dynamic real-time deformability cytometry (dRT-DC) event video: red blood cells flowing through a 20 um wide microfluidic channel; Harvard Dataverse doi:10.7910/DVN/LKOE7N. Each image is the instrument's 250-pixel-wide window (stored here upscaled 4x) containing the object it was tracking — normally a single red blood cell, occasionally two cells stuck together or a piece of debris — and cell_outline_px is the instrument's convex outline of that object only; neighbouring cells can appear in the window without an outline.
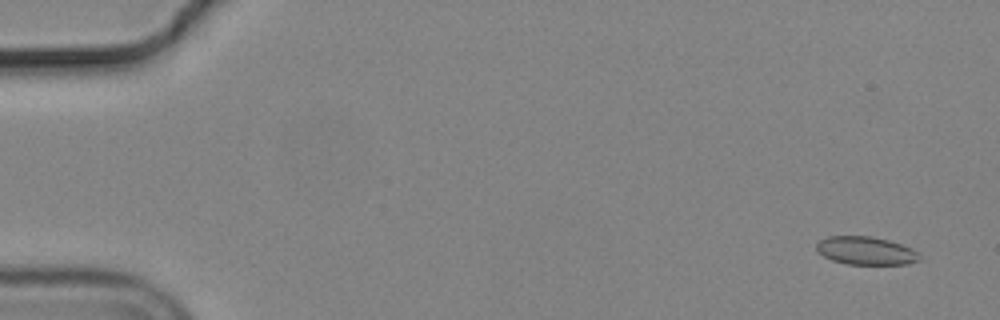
{"species": "common noctule bat (a hibernating species)", "species_latin": "Nyctalus noctula", "temperature_condition": "cold", "stored_images_in_passage": 56, "camera_frame_rate_fps": 3000, "um_per_image_px": 0.085, "animal": {"sex": "male", "body_mass_g": 19.2, "forearm_length_mm": 51.8}, "frame": {"image": 1, "passage_image": 3, "time_ms": 0.667, "image_size_px": [1000, 320], "cell_outline_px": [[920, 260], [908, 264], [848, 264], [832, 260], [824, 256], [816, 248], [816, 244], [820, 240], [828, 236], [868, 236], [888, 240], [912, 248], [916, 252]], "centroid_in_image_um": [73.58, 21.31], "position_along_channel_um": 11.4, "area_um2": 16.65}}
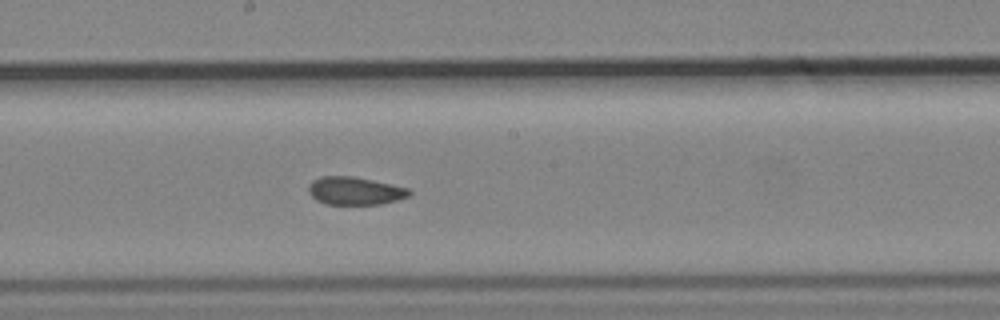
{"frame": {"image": 2, "passage_image": 31, "time_ms": 10.0, "image_size_px": [1000, 320], "cell_outline_px": [[412, 192], [408, 196], [396, 200], [380, 204], [324, 204], [316, 200], [308, 192], [308, 184], [312, 180], [320, 176], [352, 176], [372, 180], [408, 188]], "centroid_in_image_um": [30.12, 16.22], "position_along_channel_um": 218.1, "area_um2": 16.36}}
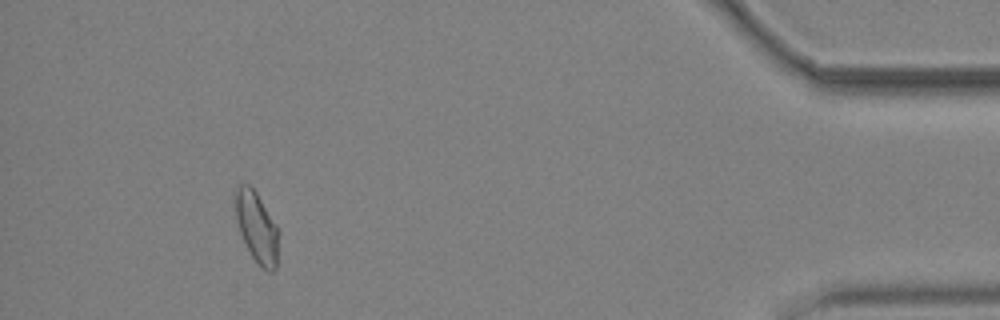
{"frame": {"image": 3, "passage_image": 52, "time_ms": 17.0, "image_size_px": [1000, 320], "cell_outline_px": [[276, 268], [272, 272], [268, 272], [252, 256], [240, 232], [236, 216], [236, 192], [240, 184], [248, 184], [256, 192], [276, 224]], "centroid_in_image_um": [21.81, 19.29], "position_along_channel_um": 413.4, "area_um2": 16.82}, "authors_computed_cell_mechanics": {"area_um2": 16.9643, "velocity_mm_per_s": 3.6808, "shape_relaxation_time_tau1_ms": null, "shape_relaxation_time_tau2_ms": 2.3322, "deformation_change_tau1": null, "deformation_change_tau2": 0.062}}